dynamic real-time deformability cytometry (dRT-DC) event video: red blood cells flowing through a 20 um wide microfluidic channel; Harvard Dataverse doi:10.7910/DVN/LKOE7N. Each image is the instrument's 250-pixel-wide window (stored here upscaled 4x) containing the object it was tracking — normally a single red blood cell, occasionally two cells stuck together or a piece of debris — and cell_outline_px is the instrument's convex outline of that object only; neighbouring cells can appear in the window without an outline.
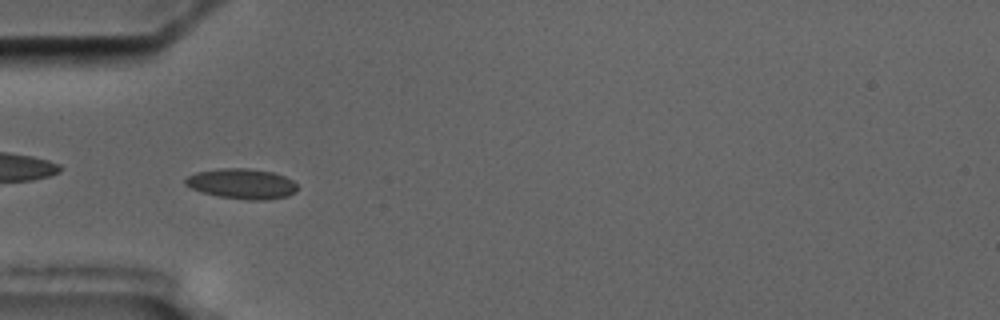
{"species": "common noctule bat (a hibernating species)", "species_latin": "Nyctalus noctula", "temperature_condition": "cold", "stored_images_in_passage": 8, "camera_frame_rate_fps": 3000, "um_per_image_px": 0.085, "animal": {"sex": "male", "body_mass_g": 17.5, "forearm_length_mm": 52.3}, "frame": {"image": 1, "passage_image": 5, "time_ms": 4.667, "image_size_px": [1000, 320], "cell_outline_px": [[296, 192], [288, 196], [264, 200], [248, 200], [220, 196], [200, 192], [184, 184], [184, 180], [188, 176], [196, 172], [216, 168], [248, 168], [272, 172], [284, 176], [292, 180], [296, 184]], "centroid_in_image_um": [20.54, 15.61], "position_along_channel_um": 64.5, "area_um2": 19.77}}
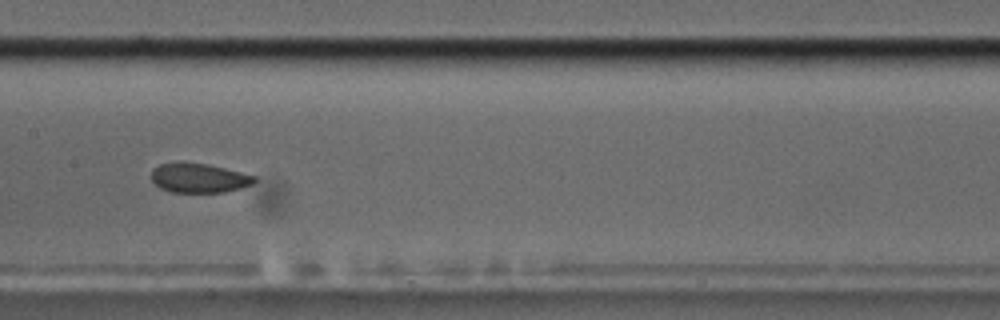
{"frame": {"image": 2, "passage_image": 8, "time_ms": 8.333, "image_size_px": [1000, 320], "cell_outline_px": [[256, 180], [252, 184], [240, 188], [224, 192], [172, 192], [160, 188], [152, 180], [152, 168], [160, 164], [208, 164], [256, 176]], "centroid_in_image_um": [16.93, 15.15], "position_along_channel_um": 190.5, "area_um2": 17.17}}